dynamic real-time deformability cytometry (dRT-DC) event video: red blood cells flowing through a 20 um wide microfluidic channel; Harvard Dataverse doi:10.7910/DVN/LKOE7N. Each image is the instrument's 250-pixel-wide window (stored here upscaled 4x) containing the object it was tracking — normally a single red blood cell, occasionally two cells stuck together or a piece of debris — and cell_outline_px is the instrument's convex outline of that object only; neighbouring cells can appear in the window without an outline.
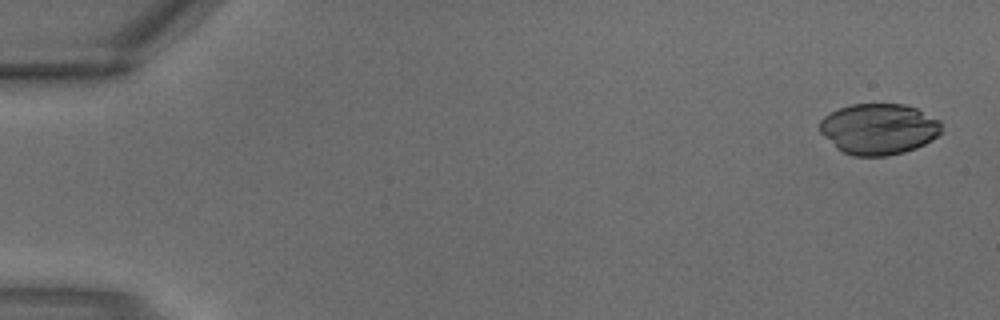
{"species": "common noctule bat (a hibernating species)", "species_latin": "Nyctalus noctula", "temperature_condition": "warm", "stored_images_in_passage": 4, "camera_frame_rate_fps": 3000, "um_per_image_px": 0.085, "animal": {"sex": "male", "body_mass_g": 18.8}, "frame": {"image": 1, "passage_image": 1, "time_ms": 0.0, "image_size_px": [1000, 320], "cell_outline_px": [[940, 132], [932, 140], [916, 148], [904, 152], [888, 156], [856, 156], [844, 152], [836, 148], [820, 132], [820, 120], [824, 116], [840, 108], [852, 104], [904, 104], [916, 108], [940, 120]], "centroid_in_image_um": [74.69, 10.96], "position_along_channel_um": 10.3, "area_um2": 36.01}}